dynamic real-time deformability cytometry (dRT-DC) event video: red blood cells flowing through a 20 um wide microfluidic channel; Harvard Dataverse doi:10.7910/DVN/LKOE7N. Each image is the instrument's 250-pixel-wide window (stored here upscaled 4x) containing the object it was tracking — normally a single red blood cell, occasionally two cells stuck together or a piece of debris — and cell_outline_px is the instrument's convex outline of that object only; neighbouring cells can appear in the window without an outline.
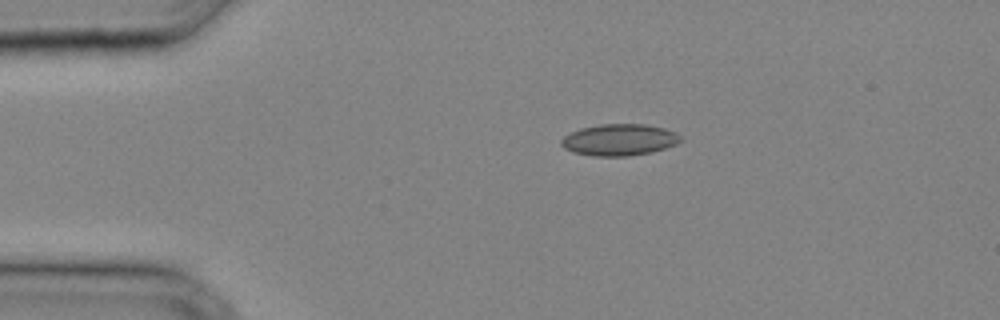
{"species": "common noctule bat (a hibernating species)", "species_latin": "Nyctalus noctula", "temperature_condition": "cold", "stored_images_in_passage": 26, "camera_frame_rate_fps": 3000, "um_per_image_px": 0.085, "animal": {"sex": "male", "body_mass_g": 20.4}, "frame": {"image": 1, "passage_image": 1, "time_ms": 0.0, "image_size_px": [1000, 320], "cell_outline_px": [[684, 140], [676, 144], [652, 152], [628, 156], [592, 156], [572, 152], [564, 148], [560, 144], [560, 140], [564, 136], [580, 128], [600, 124], [644, 124], [664, 128], [676, 132]], "centroid_in_image_um": [52.64, 11.88], "position_along_channel_um": 32.4, "area_um2": 22.08}}
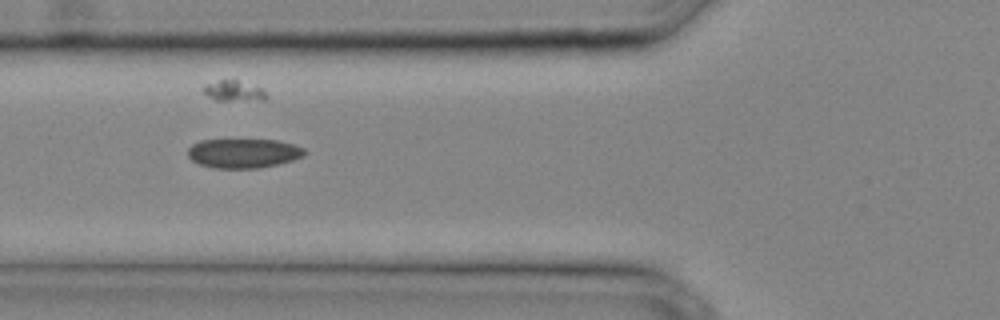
{"frame": {"image": 2, "passage_image": 7, "time_ms": 2.0, "image_size_px": [1000, 320], "cell_outline_px": [[308, 152], [304, 156], [292, 160], [260, 168], [212, 168], [200, 164], [192, 160], [188, 156], [188, 148], [192, 144], [200, 140], [280, 140], [304, 148]], "centroid_in_image_um": [20.7, 13.02], "position_along_channel_um": 105.1, "area_um2": 20.0}}
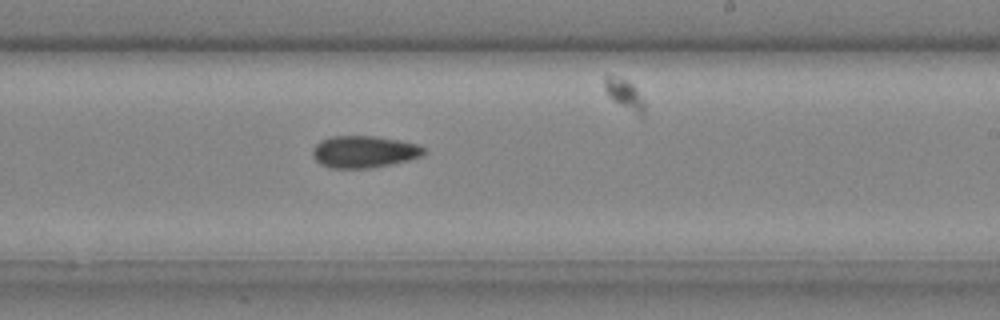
{"frame": {"image": 3, "passage_image": 15, "time_ms": 4.667, "image_size_px": [1000, 320], "cell_outline_px": [[428, 152], [420, 156], [408, 160], [368, 168], [328, 168], [320, 164], [312, 156], [312, 148], [320, 140], [332, 136], [376, 136], [420, 144], [428, 148]], "centroid_in_image_um": [30.95, 12.89], "position_along_channel_um": 258.1, "area_um2": 20.92}}